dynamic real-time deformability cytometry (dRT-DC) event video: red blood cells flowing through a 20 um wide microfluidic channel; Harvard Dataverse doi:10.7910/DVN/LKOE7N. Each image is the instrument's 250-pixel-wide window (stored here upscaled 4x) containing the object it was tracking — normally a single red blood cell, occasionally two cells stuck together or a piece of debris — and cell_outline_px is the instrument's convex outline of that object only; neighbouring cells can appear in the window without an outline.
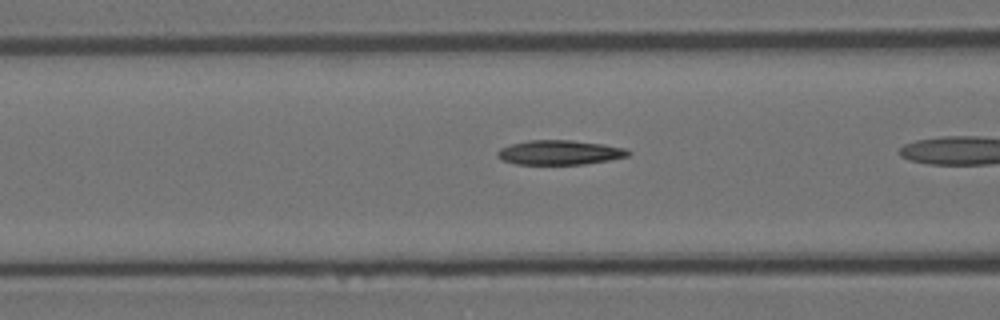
{"species": "Egyptian fruit bat (a non-hibernating species)", "species_latin": "Rousettus aegyptiacus", "temperature_condition": "room temperature", "stored_images_in_passage": 19, "camera_frame_rate_fps": 3000, "um_per_image_px": 0.085, "animal": {"sex": "female"}, "frame": {"image": 1, "passage_image": 18, "time_ms": 5.667, "image_size_px": [1000, 320], "cell_outline_px": [[632, 152], [628, 156], [608, 160], [584, 164], [516, 164], [500, 160], [496, 156], [496, 152], [500, 148], [512, 144], [528, 140], [572, 140], [604, 144], [628, 148]], "centroid_in_image_um": [47.57, 12.96], "position_along_channel_um": 119.0, "area_um2": 18.84}}